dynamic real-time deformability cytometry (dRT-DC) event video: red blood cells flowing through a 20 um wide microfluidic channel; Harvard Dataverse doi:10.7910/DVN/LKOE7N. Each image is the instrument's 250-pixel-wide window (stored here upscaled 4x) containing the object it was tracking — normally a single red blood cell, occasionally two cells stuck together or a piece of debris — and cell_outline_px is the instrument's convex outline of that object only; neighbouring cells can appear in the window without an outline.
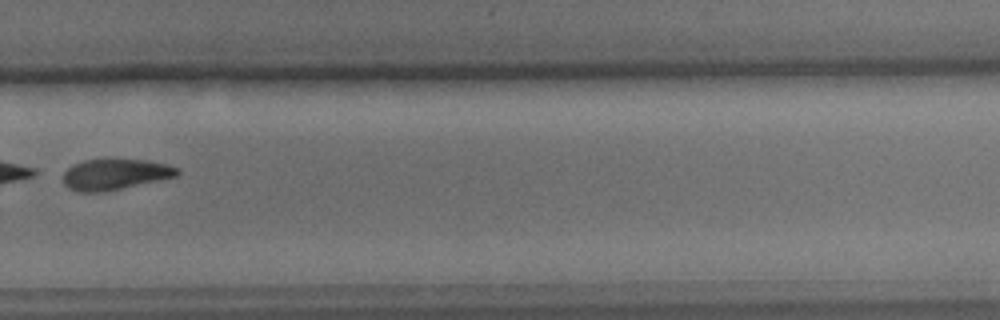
{"species": "common noctule bat (a hibernating species)", "species_latin": "Nyctalus noctula", "temperature_condition": "cold", "stored_images_in_passage": 11, "camera_frame_rate_fps": 3000, "um_per_image_px": 0.085, "animal": {"sex": "male", "body_mass_g": 15.6}, "frame": {"image": 1, "passage_image": 8, "time_ms": 2.333, "image_size_px": [1000, 320], "cell_outline_px": [[180, 172], [176, 176], [104, 192], [80, 192], [68, 188], [64, 184], [64, 172], [72, 164], [84, 160], [144, 160], [164, 164], [180, 168]], "centroid_in_image_um": [9.75, 14.83], "position_along_channel_um": 320.1, "area_um2": 20.17}}